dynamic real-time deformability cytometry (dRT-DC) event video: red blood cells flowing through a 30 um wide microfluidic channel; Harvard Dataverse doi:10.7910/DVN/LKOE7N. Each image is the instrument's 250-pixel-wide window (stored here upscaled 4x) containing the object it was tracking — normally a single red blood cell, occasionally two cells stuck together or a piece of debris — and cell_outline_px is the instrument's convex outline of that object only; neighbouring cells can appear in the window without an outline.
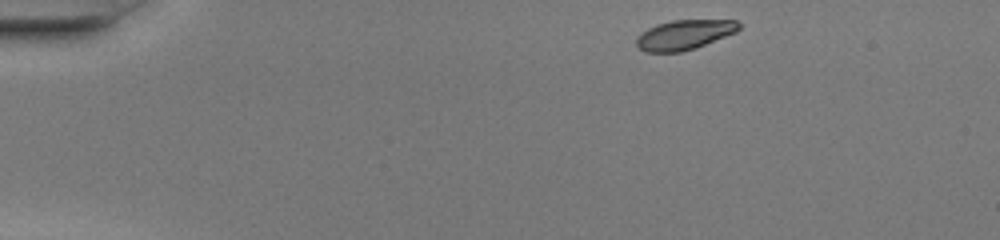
{"species": "common noctule bat (a hibernating species)", "species_latin": "Nyctalus noctula", "temperature_condition": "warm", "stored_images_in_passage": 42, "camera_frame_rate_fps": 3000, "um_per_image_px": 0.085, "animal": {"sex": "female", "body_mass_g": 20.0, "forearm_length_mm": 54.0}, "frame": {"image": 1, "passage_image": 1, "time_ms": 0.0, "image_size_px": [1000, 240], "cell_outline_px": [[740, 28], [736, 32], [696, 48], [680, 52], [644, 52], [636, 44], [636, 36], [648, 28], [656, 24], [672, 20], [736, 20], [740, 24]], "centroid_in_image_um": [58.15, 2.95], "position_along_channel_um": 26.9, "area_um2": 17.8}}
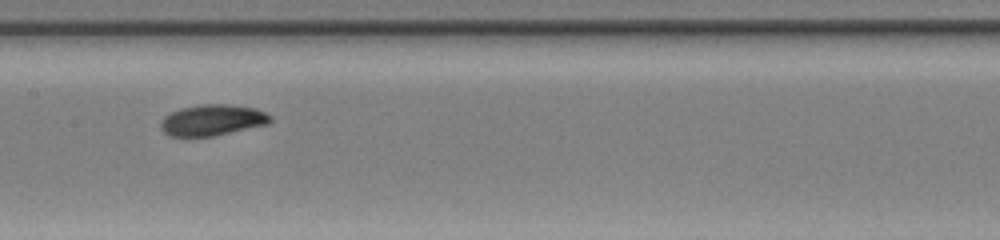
{"frame": {"image": 2, "passage_image": 19, "time_ms": 6.0, "image_size_px": [1000, 240], "cell_outline_px": [[272, 120], [268, 124], [216, 136], [168, 136], [160, 128], [160, 120], [164, 116], [180, 108], [200, 104], [228, 104], [256, 108], [272, 116]], "centroid_in_image_um": [18.05, 10.21], "position_along_channel_um": 189.4, "area_um2": 20.06}}
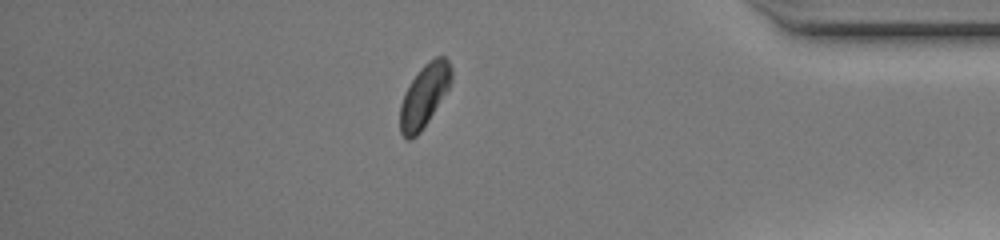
{"frame": {"image": 3, "passage_image": 36, "time_ms": 11.667, "image_size_px": [1000, 240], "cell_outline_px": [[452, 80], [448, 88], [428, 120], [420, 132], [412, 140], [408, 140], [400, 132], [400, 104], [404, 92], [420, 68], [428, 60], [436, 56], [444, 56], [448, 60], [452, 68]], "centroid_in_image_um": [36.05, 8.11], "position_along_channel_um": 399.1, "area_um2": 18.61}, "authors_computed_cell_mechanics": {"area_um2": 18.9006, "velocity_mm_per_s": 4.2004, "shape_relaxation_time_tau1_ms": 2.1548, "shape_relaxation_time_tau2_ms": 3.1827, "deformation_change_tau1": 0.125, "deformation_change_tau2": 0.0637}}